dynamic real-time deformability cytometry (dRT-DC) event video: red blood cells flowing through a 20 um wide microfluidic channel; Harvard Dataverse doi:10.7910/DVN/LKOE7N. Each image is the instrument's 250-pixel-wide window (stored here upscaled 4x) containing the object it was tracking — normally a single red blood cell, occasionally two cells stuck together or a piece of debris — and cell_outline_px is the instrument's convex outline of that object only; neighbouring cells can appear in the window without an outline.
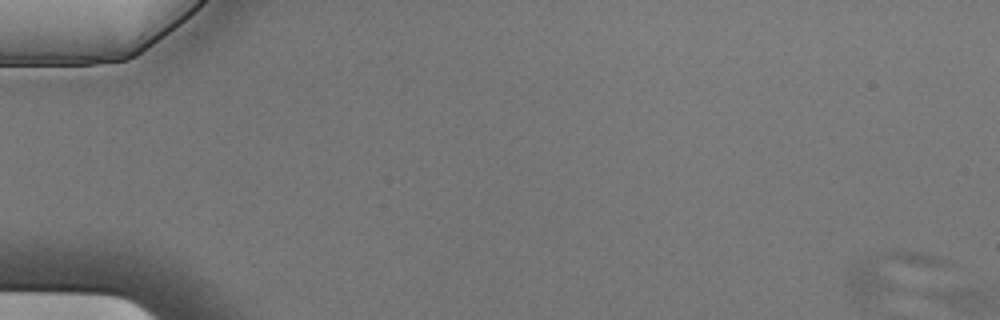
{"species": "Egyptian fruit bat (a non-hibernating species)", "species_latin": "Rousettus aegyptiacus", "temperature_condition": "cold", "stored_images_in_passage": 6, "camera_frame_rate_fps": 3000, "um_per_image_px": 0.085, "animal": {"sex": "male"}, "frame": {"image": 1, "passage_image": 1, "time_ms": 0.0, "image_size_px": [1000, 320], "cell_outline_px": [[948, 264], [864, 300], [848, 292], [848, 280], [852, 264], [856, 260], [880, 252], [924, 252], [936, 256], [944, 260]], "centroid_in_image_um": [75.56, 23.07], "position_along_channel_um": 9.4, "area_um2": 20.92}}